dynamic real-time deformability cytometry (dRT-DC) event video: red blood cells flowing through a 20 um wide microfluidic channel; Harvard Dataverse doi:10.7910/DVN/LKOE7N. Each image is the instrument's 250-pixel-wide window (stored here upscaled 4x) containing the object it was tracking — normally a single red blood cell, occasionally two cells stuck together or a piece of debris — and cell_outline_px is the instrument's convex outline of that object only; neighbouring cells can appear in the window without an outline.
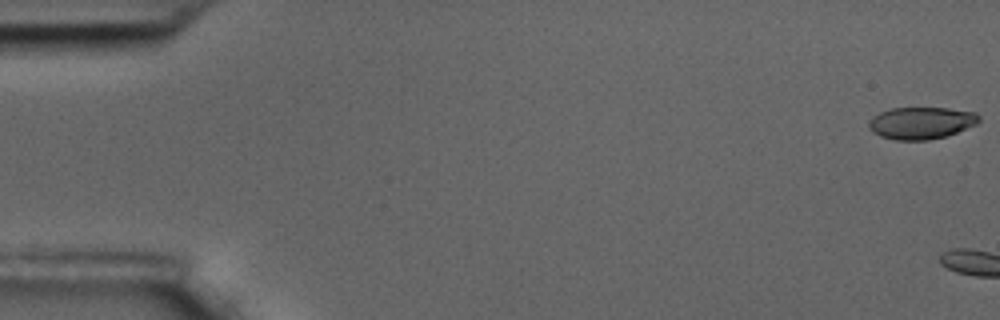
{"species": "common noctule bat (a hibernating species)", "species_latin": "Nyctalus noctula", "temperature_condition": "room temperature", "stored_images_in_passage": 3, "camera_frame_rate_fps": 3000, "um_per_image_px": 0.085, "animal": {"sex": "male", "body_mass_g": 17.5, "forearm_length_mm": 52.3}, "frame": {"image": 1, "passage_image": 1, "time_ms": 0.0, "image_size_px": [1000, 320], "cell_outline_px": [[980, 120], [976, 124], [948, 136], [928, 140], [896, 140], [880, 136], [872, 132], [868, 128], [868, 124], [880, 112], [892, 108], [948, 108], [976, 112], [980, 116]], "centroid_in_image_um": [78.33, 10.46], "position_along_channel_um": 6.7, "area_um2": 20.58}}